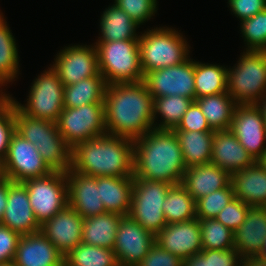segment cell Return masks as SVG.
Here are the masks:
<instances>
[{"label":"cell","instance_id":"f546056e","mask_svg":"<svg viewBox=\"0 0 266 266\" xmlns=\"http://www.w3.org/2000/svg\"><path fill=\"white\" fill-rule=\"evenodd\" d=\"M16 39L13 36L3 13H0V94H7L3 88L13 83L19 75V55ZM3 86V88H2Z\"/></svg>","mask_w":266,"mask_h":266},{"label":"cell","instance_id":"c3c4849f","mask_svg":"<svg viewBox=\"0 0 266 266\" xmlns=\"http://www.w3.org/2000/svg\"><path fill=\"white\" fill-rule=\"evenodd\" d=\"M183 266H209V249L183 260Z\"/></svg>","mask_w":266,"mask_h":266},{"label":"cell","instance_id":"b9f144b4","mask_svg":"<svg viewBox=\"0 0 266 266\" xmlns=\"http://www.w3.org/2000/svg\"><path fill=\"white\" fill-rule=\"evenodd\" d=\"M248 207L249 205L238 198H234L219 212L215 219L234 232L244 223L248 213Z\"/></svg>","mask_w":266,"mask_h":266},{"label":"cell","instance_id":"8fae6325","mask_svg":"<svg viewBox=\"0 0 266 266\" xmlns=\"http://www.w3.org/2000/svg\"><path fill=\"white\" fill-rule=\"evenodd\" d=\"M22 183L26 186L31 207L40 225L68 205L66 172L52 171L49 175Z\"/></svg>","mask_w":266,"mask_h":266},{"label":"cell","instance_id":"30bf717a","mask_svg":"<svg viewBox=\"0 0 266 266\" xmlns=\"http://www.w3.org/2000/svg\"><path fill=\"white\" fill-rule=\"evenodd\" d=\"M66 143L73 148L77 143L107 134L104 102L80 107H64L56 121Z\"/></svg>","mask_w":266,"mask_h":266},{"label":"cell","instance_id":"4dcf8cb0","mask_svg":"<svg viewBox=\"0 0 266 266\" xmlns=\"http://www.w3.org/2000/svg\"><path fill=\"white\" fill-rule=\"evenodd\" d=\"M210 128L214 131L229 130L236 103L228 92L196 98Z\"/></svg>","mask_w":266,"mask_h":266},{"label":"cell","instance_id":"8d00e7d4","mask_svg":"<svg viewBox=\"0 0 266 266\" xmlns=\"http://www.w3.org/2000/svg\"><path fill=\"white\" fill-rule=\"evenodd\" d=\"M203 249L228 250L235 248L234 234L215 218L198 219Z\"/></svg>","mask_w":266,"mask_h":266},{"label":"cell","instance_id":"f1b7e54d","mask_svg":"<svg viewBox=\"0 0 266 266\" xmlns=\"http://www.w3.org/2000/svg\"><path fill=\"white\" fill-rule=\"evenodd\" d=\"M173 131L179 141L187 168L211 163L214 130L207 132L186 130Z\"/></svg>","mask_w":266,"mask_h":266},{"label":"cell","instance_id":"681fc988","mask_svg":"<svg viewBox=\"0 0 266 266\" xmlns=\"http://www.w3.org/2000/svg\"><path fill=\"white\" fill-rule=\"evenodd\" d=\"M12 181L7 177H2L0 179V223L2 221L8 197V187Z\"/></svg>","mask_w":266,"mask_h":266},{"label":"cell","instance_id":"2e32d148","mask_svg":"<svg viewBox=\"0 0 266 266\" xmlns=\"http://www.w3.org/2000/svg\"><path fill=\"white\" fill-rule=\"evenodd\" d=\"M229 130L255 161L266 151L264 120L254 104L236 105Z\"/></svg>","mask_w":266,"mask_h":266},{"label":"cell","instance_id":"5bb4252c","mask_svg":"<svg viewBox=\"0 0 266 266\" xmlns=\"http://www.w3.org/2000/svg\"><path fill=\"white\" fill-rule=\"evenodd\" d=\"M50 65L64 86L100 75L98 54L94 44L65 46L56 54L53 64Z\"/></svg>","mask_w":266,"mask_h":266},{"label":"cell","instance_id":"52a82bcc","mask_svg":"<svg viewBox=\"0 0 266 266\" xmlns=\"http://www.w3.org/2000/svg\"><path fill=\"white\" fill-rule=\"evenodd\" d=\"M227 68V92L237 105L255 104L266 93V51H244Z\"/></svg>","mask_w":266,"mask_h":266},{"label":"cell","instance_id":"f5cc1de1","mask_svg":"<svg viewBox=\"0 0 266 266\" xmlns=\"http://www.w3.org/2000/svg\"><path fill=\"white\" fill-rule=\"evenodd\" d=\"M256 162L266 171V151Z\"/></svg>","mask_w":266,"mask_h":266},{"label":"cell","instance_id":"ffe728a7","mask_svg":"<svg viewBox=\"0 0 266 266\" xmlns=\"http://www.w3.org/2000/svg\"><path fill=\"white\" fill-rule=\"evenodd\" d=\"M68 205L82 218L106 213L97 187V177L81 174L70 169L66 172Z\"/></svg>","mask_w":266,"mask_h":266},{"label":"cell","instance_id":"ab89813d","mask_svg":"<svg viewBox=\"0 0 266 266\" xmlns=\"http://www.w3.org/2000/svg\"><path fill=\"white\" fill-rule=\"evenodd\" d=\"M15 133V105L7 94H0V159L7 155L11 136Z\"/></svg>","mask_w":266,"mask_h":266},{"label":"cell","instance_id":"ee69618b","mask_svg":"<svg viewBox=\"0 0 266 266\" xmlns=\"http://www.w3.org/2000/svg\"><path fill=\"white\" fill-rule=\"evenodd\" d=\"M136 266H183V259L164 250L155 242Z\"/></svg>","mask_w":266,"mask_h":266},{"label":"cell","instance_id":"e0dca14e","mask_svg":"<svg viewBox=\"0 0 266 266\" xmlns=\"http://www.w3.org/2000/svg\"><path fill=\"white\" fill-rule=\"evenodd\" d=\"M155 242L183 260L199 254L203 250L199 220L166 224L155 236Z\"/></svg>","mask_w":266,"mask_h":266},{"label":"cell","instance_id":"3957f363","mask_svg":"<svg viewBox=\"0 0 266 266\" xmlns=\"http://www.w3.org/2000/svg\"><path fill=\"white\" fill-rule=\"evenodd\" d=\"M132 139L105 134L77 143L71 152V171L94 177L133 176Z\"/></svg>","mask_w":266,"mask_h":266},{"label":"cell","instance_id":"7c38bea8","mask_svg":"<svg viewBox=\"0 0 266 266\" xmlns=\"http://www.w3.org/2000/svg\"><path fill=\"white\" fill-rule=\"evenodd\" d=\"M193 60L189 57L181 64L145 73L143 82L153 98L176 95L195 101V60Z\"/></svg>","mask_w":266,"mask_h":266},{"label":"cell","instance_id":"bcb514c9","mask_svg":"<svg viewBox=\"0 0 266 266\" xmlns=\"http://www.w3.org/2000/svg\"><path fill=\"white\" fill-rule=\"evenodd\" d=\"M228 7L240 21L266 9V0H228Z\"/></svg>","mask_w":266,"mask_h":266},{"label":"cell","instance_id":"9f6ffc18","mask_svg":"<svg viewBox=\"0 0 266 266\" xmlns=\"http://www.w3.org/2000/svg\"><path fill=\"white\" fill-rule=\"evenodd\" d=\"M0 266H15V264L13 262H8V263L0 264Z\"/></svg>","mask_w":266,"mask_h":266},{"label":"cell","instance_id":"277c9868","mask_svg":"<svg viewBox=\"0 0 266 266\" xmlns=\"http://www.w3.org/2000/svg\"><path fill=\"white\" fill-rule=\"evenodd\" d=\"M15 132L34 144L52 171L67 172L71 168L72 148L63 139L56 122L32 118L15 106Z\"/></svg>","mask_w":266,"mask_h":266},{"label":"cell","instance_id":"db71d44e","mask_svg":"<svg viewBox=\"0 0 266 266\" xmlns=\"http://www.w3.org/2000/svg\"><path fill=\"white\" fill-rule=\"evenodd\" d=\"M260 255H265L266 256V238L263 240V245L262 248L260 250Z\"/></svg>","mask_w":266,"mask_h":266},{"label":"cell","instance_id":"484cf974","mask_svg":"<svg viewBox=\"0 0 266 266\" xmlns=\"http://www.w3.org/2000/svg\"><path fill=\"white\" fill-rule=\"evenodd\" d=\"M133 181V176L97 177L100 199L107 212L116 213L121 216H127L129 214Z\"/></svg>","mask_w":266,"mask_h":266},{"label":"cell","instance_id":"4316f807","mask_svg":"<svg viewBox=\"0 0 266 266\" xmlns=\"http://www.w3.org/2000/svg\"><path fill=\"white\" fill-rule=\"evenodd\" d=\"M100 17L101 36H98L96 42L139 40L140 35H138L139 33L136 29L140 26L114 2L103 11Z\"/></svg>","mask_w":266,"mask_h":266},{"label":"cell","instance_id":"e575fe53","mask_svg":"<svg viewBox=\"0 0 266 266\" xmlns=\"http://www.w3.org/2000/svg\"><path fill=\"white\" fill-rule=\"evenodd\" d=\"M162 208L167 224L197 218L195 200L181 183L169 188Z\"/></svg>","mask_w":266,"mask_h":266},{"label":"cell","instance_id":"f907efd6","mask_svg":"<svg viewBox=\"0 0 266 266\" xmlns=\"http://www.w3.org/2000/svg\"><path fill=\"white\" fill-rule=\"evenodd\" d=\"M241 262L244 266H266V256L260 254L246 255Z\"/></svg>","mask_w":266,"mask_h":266},{"label":"cell","instance_id":"9c48e42d","mask_svg":"<svg viewBox=\"0 0 266 266\" xmlns=\"http://www.w3.org/2000/svg\"><path fill=\"white\" fill-rule=\"evenodd\" d=\"M172 185L162 181L134 178L128 216L155 236L167 224L162 205Z\"/></svg>","mask_w":266,"mask_h":266},{"label":"cell","instance_id":"cb8c5ba5","mask_svg":"<svg viewBox=\"0 0 266 266\" xmlns=\"http://www.w3.org/2000/svg\"><path fill=\"white\" fill-rule=\"evenodd\" d=\"M230 183V174L213 163L196 165L185 170L181 184L198 200Z\"/></svg>","mask_w":266,"mask_h":266},{"label":"cell","instance_id":"ac0fdd59","mask_svg":"<svg viewBox=\"0 0 266 266\" xmlns=\"http://www.w3.org/2000/svg\"><path fill=\"white\" fill-rule=\"evenodd\" d=\"M83 221L82 216L67 205L45 221L40 231L65 256L81 243Z\"/></svg>","mask_w":266,"mask_h":266},{"label":"cell","instance_id":"44dd1931","mask_svg":"<svg viewBox=\"0 0 266 266\" xmlns=\"http://www.w3.org/2000/svg\"><path fill=\"white\" fill-rule=\"evenodd\" d=\"M15 266H63L64 255L41 233L21 236Z\"/></svg>","mask_w":266,"mask_h":266},{"label":"cell","instance_id":"74e56055","mask_svg":"<svg viewBox=\"0 0 266 266\" xmlns=\"http://www.w3.org/2000/svg\"><path fill=\"white\" fill-rule=\"evenodd\" d=\"M244 51H266V9L240 23Z\"/></svg>","mask_w":266,"mask_h":266},{"label":"cell","instance_id":"f6af8a7d","mask_svg":"<svg viewBox=\"0 0 266 266\" xmlns=\"http://www.w3.org/2000/svg\"><path fill=\"white\" fill-rule=\"evenodd\" d=\"M21 235L0 224V264L13 262Z\"/></svg>","mask_w":266,"mask_h":266},{"label":"cell","instance_id":"d590c367","mask_svg":"<svg viewBox=\"0 0 266 266\" xmlns=\"http://www.w3.org/2000/svg\"><path fill=\"white\" fill-rule=\"evenodd\" d=\"M68 266H119L111 249L80 243L64 256Z\"/></svg>","mask_w":266,"mask_h":266},{"label":"cell","instance_id":"7402d4cb","mask_svg":"<svg viewBox=\"0 0 266 266\" xmlns=\"http://www.w3.org/2000/svg\"><path fill=\"white\" fill-rule=\"evenodd\" d=\"M256 161L230 130L215 131L212 141L211 163L230 175L253 165Z\"/></svg>","mask_w":266,"mask_h":266},{"label":"cell","instance_id":"8992f818","mask_svg":"<svg viewBox=\"0 0 266 266\" xmlns=\"http://www.w3.org/2000/svg\"><path fill=\"white\" fill-rule=\"evenodd\" d=\"M98 67L107 85L143 81L139 40L94 43Z\"/></svg>","mask_w":266,"mask_h":266},{"label":"cell","instance_id":"60d3db41","mask_svg":"<svg viewBox=\"0 0 266 266\" xmlns=\"http://www.w3.org/2000/svg\"><path fill=\"white\" fill-rule=\"evenodd\" d=\"M157 0H114V3L139 26L157 12Z\"/></svg>","mask_w":266,"mask_h":266},{"label":"cell","instance_id":"ba28073f","mask_svg":"<svg viewBox=\"0 0 266 266\" xmlns=\"http://www.w3.org/2000/svg\"><path fill=\"white\" fill-rule=\"evenodd\" d=\"M31 84L25 105L19 103L12 95H7L27 116L56 122L64 109V85L57 72L50 65L41 75L35 77Z\"/></svg>","mask_w":266,"mask_h":266},{"label":"cell","instance_id":"7a4b0ae2","mask_svg":"<svg viewBox=\"0 0 266 266\" xmlns=\"http://www.w3.org/2000/svg\"><path fill=\"white\" fill-rule=\"evenodd\" d=\"M133 143L134 178L171 185L182 182L187 167L173 130L151 129L142 137L134 139Z\"/></svg>","mask_w":266,"mask_h":266},{"label":"cell","instance_id":"7bdbcfd3","mask_svg":"<svg viewBox=\"0 0 266 266\" xmlns=\"http://www.w3.org/2000/svg\"><path fill=\"white\" fill-rule=\"evenodd\" d=\"M173 130H186V131H197L207 132L213 131L202 110L196 101H193L189 106L188 110L183 115V118L177 128Z\"/></svg>","mask_w":266,"mask_h":266},{"label":"cell","instance_id":"d6a6232c","mask_svg":"<svg viewBox=\"0 0 266 266\" xmlns=\"http://www.w3.org/2000/svg\"><path fill=\"white\" fill-rule=\"evenodd\" d=\"M192 102V99L176 95L154 98V129L173 130L177 128ZM158 117H161V120L157 123Z\"/></svg>","mask_w":266,"mask_h":266},{"label":"cell","instance_id":"9a60e30c","mask_svg":"<svg viewBox=\"0 0 266 266\" xmlns=\"http://www.w3.org/2000/svg\"><path fill=\"white\" fill-rule=\"evenodd\" d=\"M155 243V235L128 215L123 216L117 229L113 251L119 266H136Z\"/></svg>","mask_w":266,"mask_h":266},{"label":"cell","instance_id":"816d5d0a","mask_svg":"<svg viewBox=\"0 0 266 266\" xmlns=\"http://www.w3.org/2000/svg\"><path fill=\"white\" fill-rule=\"evenodd\" d=\"M254 105L260 110L266 129V93L263 94Z\"/></svg>","mask_w":266,"mask_h":266},{"label":"cell","instance_id":"5b68a950","mask_svg":"<svg viewBox=\"0 0 266 266\" xmlns=\"http://www.w3.org/2000/svg\"><path fill=\"white\" fill-rule=\"evenodd\" d=\"M143 32L139 36L143 74L181 64L190 57V45L184 35L174 28L162 26Z\"/></svg>","mask_w":266,"mask_h":266},{"label":"cell","instance_id":"83f0119b","mask_svg":"<svg viewBox=\"0 0 266 266\" xmlns=\"http://www.w3.org/2000/svg\"><path fill=\"white\" fill-rule=\"evenodd\" d=\"M122 217L116 213L106 212L84 218L81 243L113 250Z\"/></svg>","mask_w":266,"mask_h":266},{"label":"cell","instance_id":"1f68e13d","mask_svg":"<svg viewBox=\"0 0 266 266\" xmlns=\"http://www.w3.org/2000/svg\"><path fill=\"white\" fill-rule=\"evenodd\" d=\"M106 86L101 74L64 86L63 105L74 108L90 103L104 102Z\"/></svg>","mask_w":266,"mask_h":266},{"label":"cell","instance_id":"d6986e66","mask_svg":"<svg viewBox=\"0 0 266 266\" xmlns=\"http://www.w3.org/2000/svg\"><path fill=\"white\" fill-rule=\"evenodd\" d=\"M0 224L21 236L40 231L41 225L36 220L28 191L22 182L9 184L7 205Z\"/></svg>","mask_w":266,"mask_h":266},{"label":"cell","instance_id":"836d02e7","mask_svg":"<svg viewBox=\"0 0 266 266\" xmlns=\"http://www.w3.org/2000/svg\"><path fill=\"white\" fill-rule=\"evenodd\" d=\"M227 65L195 61L196 98L227 92Z\"/></svg>","mask_w":266,"mask_h":266},{"label":"cell","instance_id":"d4e9b609","mask_svg":"<svg viewBox=\"0 0 266 266\" xmlns=\"http://www.w3.org/2000/svg\"><path fill=\"white\" fill-rule=\"evenodd\" d=\"M234 198L249 206H266V171L255 162L230 175Z\"/></svg>","mask_w":266,"mask_h":266},{"label":"cell","instance_id":"f35d334b","mask_svg":"<svg viewBox=\"0 0 266 266\" xmlns=\"http://www.w3.org/2000/svg\"><path fill=\"white\" fill-rule=\"evenodd\" d=\"M233 199L234 192L230 183L225 188L201 197L195 201L197 219L216 218L219 212Z\"/></svg>","mask_w":266,"mask_h":266},{"label":"cell","instance_id":"603a6c76","mask_svg":"<svg viewBox=\"0 0 266 266\" xmlns=\"http://www.w3.org/2000/svg\"><path fill=\"white\" fill-rule=\"evenodd\" d=\"M238 254H259L266 238V206H249L244 223L233 232Z\"/></svg>","mask_w":266,"mask_h":266},{"label":"cell","instance_id":"4fadbf2b","mask_svg":"<svg viewBox=\"0 0 266 266\" xmlns=\"http://www.w3.org/2000/svg\"><path fill=\"white\" fill-rule=\"evenodd\" d=\"M3 171L4 176L12 182H24L52 172L34 144L16 132L11 136L8 152L3 160Z\"/></svg>","mask_w":266,"mask_h":266},{"label":"cell","instance_id":"7dc6e473","mask_svg":"<svg viewBox=\"0 0 266 266\" xmlns=\"http://www.w3.org/2000/svg\"><path fill=\"white\" fill-rule=\"evenodd\" d=\"M242 257L235 248L228 250L209 249V266H238Z\"/></svg>","mask_w":266,"mask_h":266},{"label":"cell","instance_id":"11a10c76","mask_svg":"<svg viewBox=\"0 0 266 266\" xmlns=\"http://www.w3.org/2000/svg\"><path fill=\"white\" fill-rule=\"evenodd\" d=\"M4 177L3 161L0 159V179Z\"/></svg>","mask_w":266,"mask_h":266},{"label":"cell","instance_id":"6da1fadb","mask_svg":"<svg viewBox=\"0 0 266 266\" xmlns=\"http://www.w3.org/2000/svg\"><path fill=\"white\" fill-rule=\"evenodd\" d=\"M154 98L143 81L114 83L104 94L107 134L129 139L142 137L154 129Z\"/></svg>","mask_w":266,"mask_h":266}]
</instances>
